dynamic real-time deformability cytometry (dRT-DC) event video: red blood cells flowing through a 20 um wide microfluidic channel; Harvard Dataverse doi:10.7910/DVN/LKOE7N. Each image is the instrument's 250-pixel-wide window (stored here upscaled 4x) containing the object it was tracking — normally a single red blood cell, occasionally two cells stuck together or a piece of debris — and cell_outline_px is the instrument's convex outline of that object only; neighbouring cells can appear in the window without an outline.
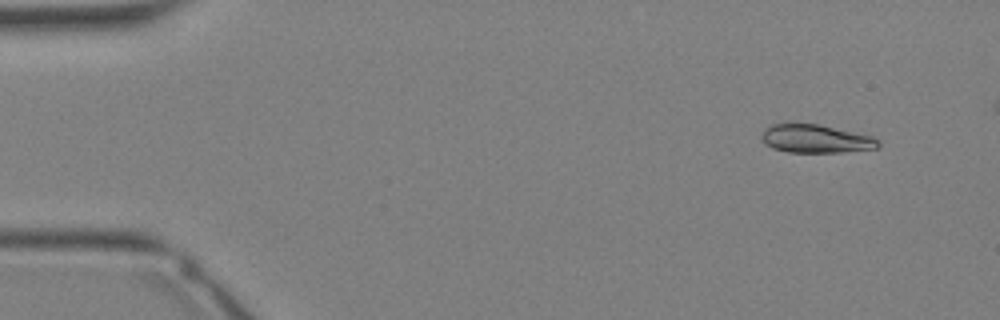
{"species": "Egyptian fruit bat (a non-hibernating species)", "species_latin": "Rousettus aegyptiacus", "temperature_condition": "warm", "stored_images_in_passage": 32, "camera_frame_rate_fps": 3000, "um_per_image_px": 0.085, "animal": {"sex": "female"}, "frame": {"image": 1, "passage_image": 3, "time_ms": 0.667, "image_size_px": [1000, 320], "cell_outline_px": [[880, 144], [876, 148], [840, 152], [788, 152], [772, 148], [764, 144], [760, 136], [764, 128], [772, 124], [788, 120], [816, 124], [872, 136], [880, 140]], "centroid_in_image_um": [69.23, 11.76], "position_along_channel_um": 15.8, "area_um2": 19.71}}
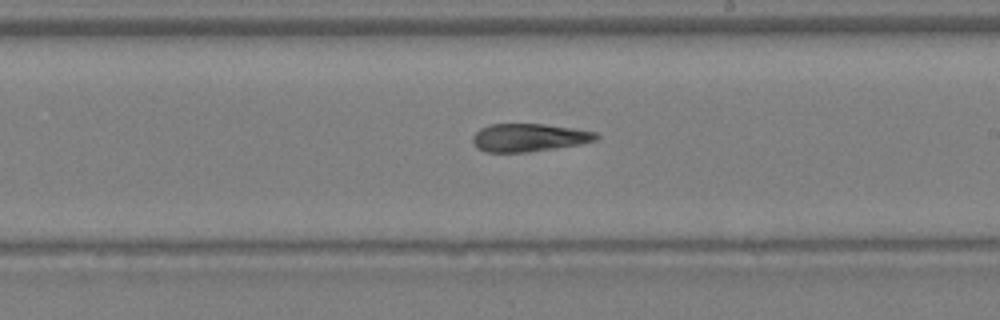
{"frame": {"image": 2, "passage_image": 21, "time_ms": 6.667, "image_size_px": [1000, 320], "cell_outline_px": [[600, 136], [596, 140], [580, 144], [556, 148], [528, 152], [484, 152], [476, 148], [472, 140], [472, 136], [480, 128], [492, 124], [544, 124], [572, 128], [596, 132]], "centroid_in_image_um": [44.94, 11.7], "position_along_channel_um": 244.1, "area_um2": 20.17}}
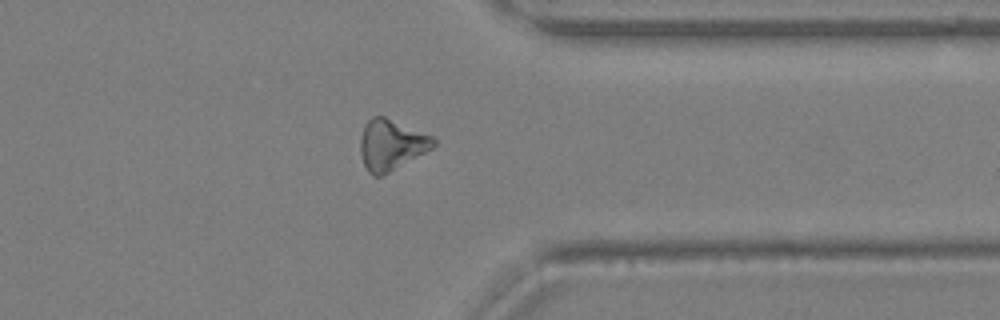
{"frame": {"image": 3, "passage_image": 28, "time_ms": 9.0, "image_size_px": [1000, 320], "cell_outline_px": [[436, 144], [432, 148], [388, 172], [380, 176], [372, 176], [368, 172], [360, 156], [360, 136], [364, 124], [372, 116], [384, 116], [432, 136], [436, 140]], "centroid_in_image_um": [33.21, 12.29], "position_along_channel_um": 378.2, "area_um2": 21.39}}